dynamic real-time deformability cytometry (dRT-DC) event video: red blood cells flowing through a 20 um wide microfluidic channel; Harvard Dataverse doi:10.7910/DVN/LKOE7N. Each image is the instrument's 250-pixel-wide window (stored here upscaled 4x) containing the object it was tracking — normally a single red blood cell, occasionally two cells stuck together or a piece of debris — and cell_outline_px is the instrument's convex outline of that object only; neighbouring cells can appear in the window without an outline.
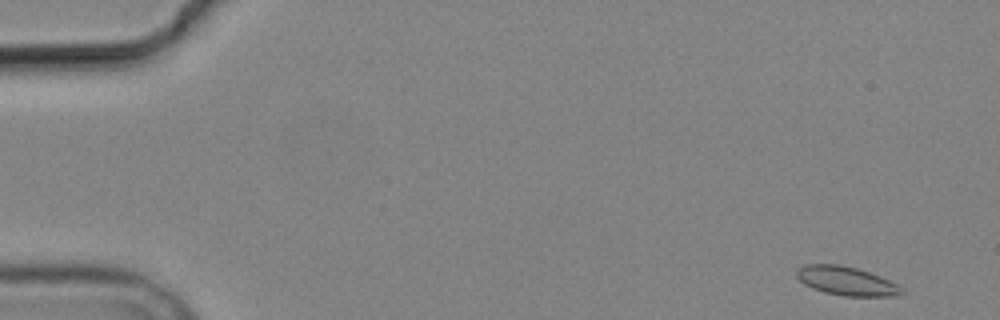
{"species": "common noctule bat (a hibernating species)", "species_latin": "Nyctalus noctula", "temperature_condition": "cold", "stored_images_in_passage": 5, "camera_frame_rate_fps": 3000, "um_per_image_px": 0.085, "animal": {"sex": "male", "body_mass_g": 19.2, "forearm_length_mm": 51.8}, "frame": {"image": 1, "passage_image": 1, "time_ms": 0.0, "image_size_px": [1000, 320], "cell_outline_px": [[904, 292], [900, 296], [844, 296], [824, 292], [812, 288], [804, 284], [796, 276], [796, 268], [804, 264], [840, 264], [856, 268], [880, 276], [904, 288]], "centroid_in_image_um": [71.93, 23.88], "position_along_channel_um": 13.1, "area_um2": 17.74}}
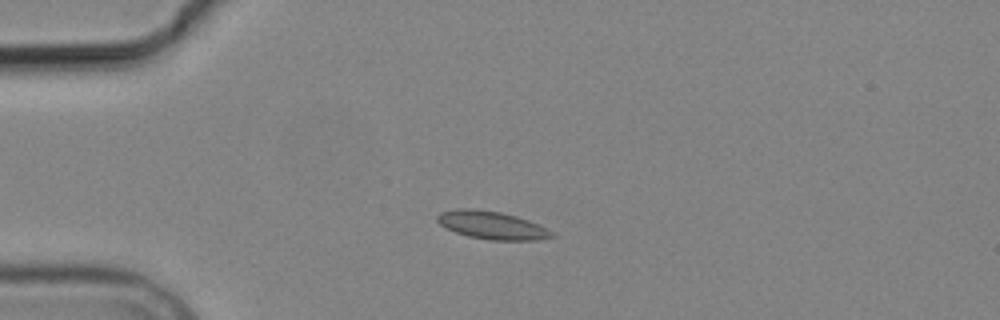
{"frame": {"image": 2, "passage_image": 4, "time_ms": 3.667, "image_size_px": [1000, 320], "cell_outline_px": [[556, 236], [540, 240], [488, 240], [468, 236], [456, 232], [440, 224], [436, 220], [436, 216], [440, 212], [456, 208], [472, 208], [500, 212], [516, 216], [528, 220], [548, 228], [556, 232]], "centroid_in_image_um": [41.85, 19.14], "position_along_channel_um": 43.1, "area_um2": 18.84}}